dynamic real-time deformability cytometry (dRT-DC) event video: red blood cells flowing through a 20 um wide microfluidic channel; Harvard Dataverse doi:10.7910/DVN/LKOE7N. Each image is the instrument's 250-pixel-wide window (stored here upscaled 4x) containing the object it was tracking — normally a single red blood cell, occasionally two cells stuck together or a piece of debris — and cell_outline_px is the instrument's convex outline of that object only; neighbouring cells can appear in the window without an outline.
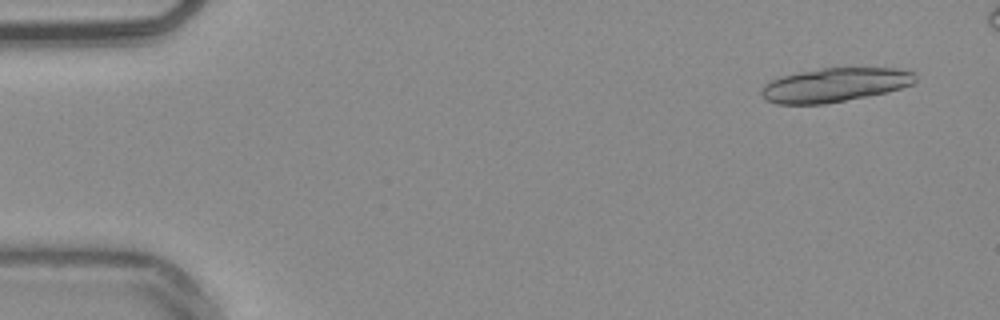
{"species": "common noctule bat (a hibernating species)", "species_latin": "Nyctalus noctula", "temperature_condition": "warm", "stored_images_in_passage": 17, "camera_frame_rate_fps": 3000, "um_per_image_px": 0.085, "animal": {"sex": "male", "body_mass_g": 20.4}, "frame": {"image": 1, "passage_image": 3, "time_ms": 0.667, "image_size_px": [1000, 320], "cell_outline_px": [[916, 80], [912, 84], [900, 88], [868, 96], [824, 104], [776, 104], [764, 100], [760, 92], [764, 84], [772, 80], [784, 76], [800, 72], [820, 68], [896, 68], [916, 72]], "centroid_in_image_um": [70.94, 7.22], "position_along_channel_um": 14.1, "area_um2": 30.4}}